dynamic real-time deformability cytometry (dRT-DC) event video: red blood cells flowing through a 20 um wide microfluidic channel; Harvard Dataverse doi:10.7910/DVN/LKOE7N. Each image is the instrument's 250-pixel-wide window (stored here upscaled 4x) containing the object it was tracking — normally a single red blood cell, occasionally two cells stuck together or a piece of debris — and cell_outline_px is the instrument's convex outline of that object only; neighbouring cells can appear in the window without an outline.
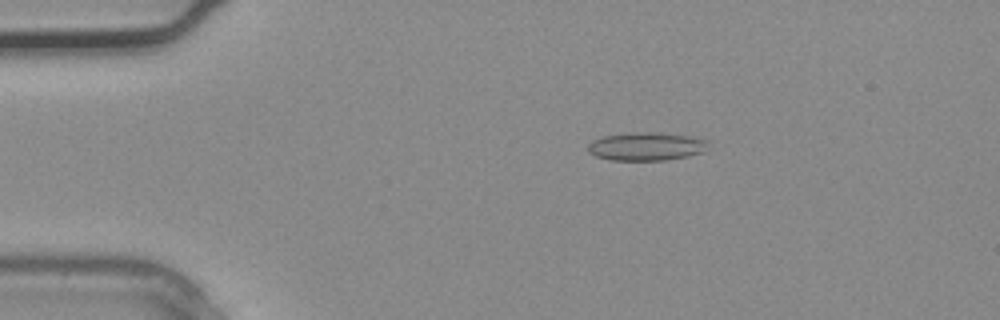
{"species": "common noctule bat (a hibernating species)", "species_latin": "Nyctalus noctula", "temperature_condition": "warm", "stored_images_in_passage": 2, "camera_frame_rate_fps": 3000, "um_per_image_px": 0.085, "animal": {"sex": "male", "body_mass_g": 20.4}, "frame": {"image": 1, "passage_image": 1, "time_ms": 0.0, "image_size_px": [1000, 320], "cell_outline_px": [[704, 152], [688, 156], [664, 160], [612, 160], [596, 156], [588, 152], [588, 144], [592, 140], [604, 136], [628, 132], [660, 132], [688, 136], [704, 140]], "centroid_in_image_um": [54.85, 12.44], "position_along_channel_um": 30.1, "area_um2": 19.59}}
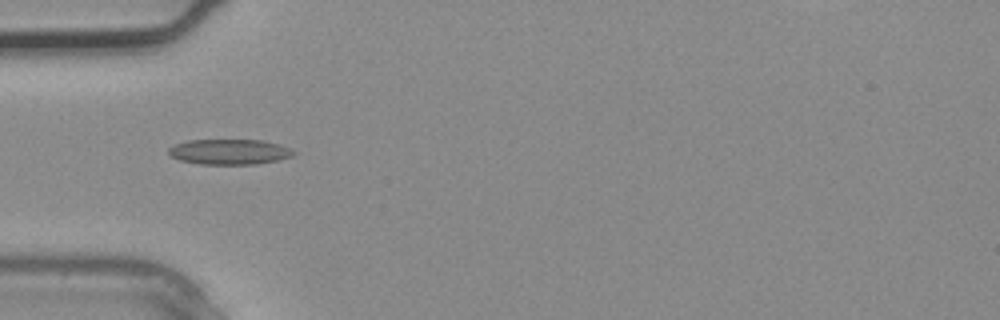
{"frame": {"image": 2, "passage_image": 2, "time_ms": 0.333, "image_size_px": [1000, 320], "cell_outline_px": [[296, 152], [292, 156], [276, 160], [256, 164], [200, 164], [180, 160], [172, 156], [168, 152], [168, 148], [176, 144], [188, 140], [264, 140], [288, 148]], "centroid_in_image_um": [19.47, 12.9], "position_along_channel_um": 65.5, "area_um2": 18.21}}